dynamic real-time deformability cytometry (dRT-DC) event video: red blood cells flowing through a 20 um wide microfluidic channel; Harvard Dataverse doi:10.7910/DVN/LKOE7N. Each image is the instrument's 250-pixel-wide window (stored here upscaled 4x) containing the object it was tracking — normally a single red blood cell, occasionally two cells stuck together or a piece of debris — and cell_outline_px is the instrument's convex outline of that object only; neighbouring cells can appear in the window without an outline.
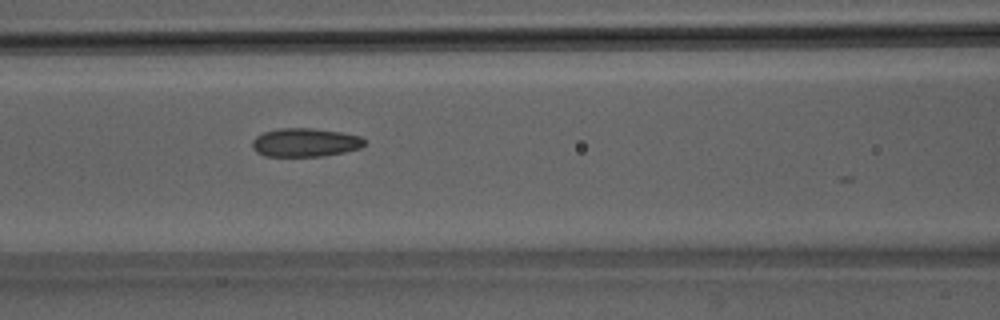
{"species": "Egyptian fruit bat (a non-hibernating species)", "species_latin": "Rousettus aegyptiacus", "temperature_condition": "room temperature", "stored_images_in_passage": 31, "camera_frame_rate_fps": 3000, "um_per_image_px": 0.085, "animal": {"sex": "male"}, "frame": {"image": 1, "passage_image": 22, "time_ms": 7.0, "image_size_px": [1000, 320], "cell_outline_px": [[364, 144], [360, 148], [344, 152], [324, 156], [264, 156], [256, 152], [252, 148], [252, 140], [256, 136], [264, 132], [280, 128], [312, 128], [340, 132], [360, 136], [364, 140]], "centroid_in_image_um": [25.9, 12.11], "position_along_channel_um": 140.7, "area_um2": 18.67}}
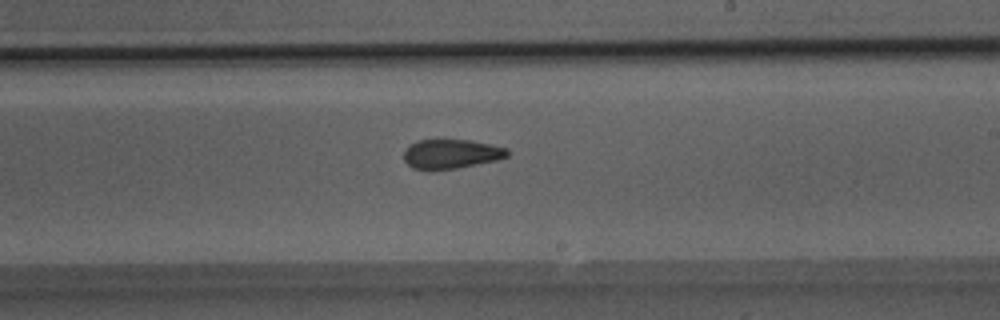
{"frame": {"image": 2, "passage_image": 30, "time_ms": 9.667, "image_size_px": [1000, 320], "cell_outline_px": [[508, 156], [496, 160], [456, 168], [428, 172], [412, 168], [404, 160], [404, 152], [408, 144], [416, 140], [472, 140], [508, 148]], "centroid_in_image_um": [38.29, 13.1], "position_along_channel_um": 250.7, "area_um2": 18.03}}